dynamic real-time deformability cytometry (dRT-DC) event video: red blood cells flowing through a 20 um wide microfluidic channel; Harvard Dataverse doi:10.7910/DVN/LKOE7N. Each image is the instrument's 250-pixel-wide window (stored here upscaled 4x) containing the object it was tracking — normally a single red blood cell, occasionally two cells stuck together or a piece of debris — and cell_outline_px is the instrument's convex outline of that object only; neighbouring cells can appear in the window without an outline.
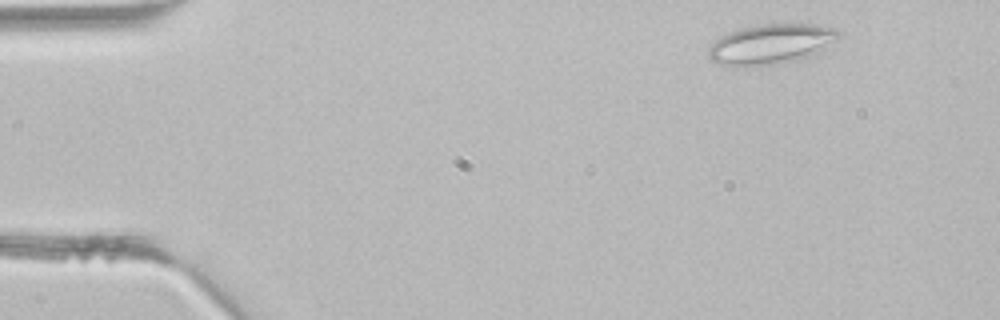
{"species": "common noctule bat (a hibernating species)", "species_latin": "Nyctalus noctula", "temperature_condition": "room temperature", "stored_images_in_passage": 12, "camera_frame_rate_fps": 3000, "um_per_image_px": 0.085, "animal": {"sex": "male", "body_mass_g": 21.5, "forearm_length_mm": 52.0}, "frame": {"image": 1, "passage_image": 3, "time_ms": 0.667, "image_size_px": [1000, 320], "cell_outline_px": [[840, 36], [836, 40], [816, 52], [808, 56], [796, 60], [776, 64], [720, 64], [712, 60], [708, 56], [708, 48], [720, 36], [740, 28], [760, 24], [820, 24], [836, 28], [840, 32]], "centroid_in_image_um": [65.57, 3.7], "position_along_channel_um": 19.4, "area_um2": 29.71}}